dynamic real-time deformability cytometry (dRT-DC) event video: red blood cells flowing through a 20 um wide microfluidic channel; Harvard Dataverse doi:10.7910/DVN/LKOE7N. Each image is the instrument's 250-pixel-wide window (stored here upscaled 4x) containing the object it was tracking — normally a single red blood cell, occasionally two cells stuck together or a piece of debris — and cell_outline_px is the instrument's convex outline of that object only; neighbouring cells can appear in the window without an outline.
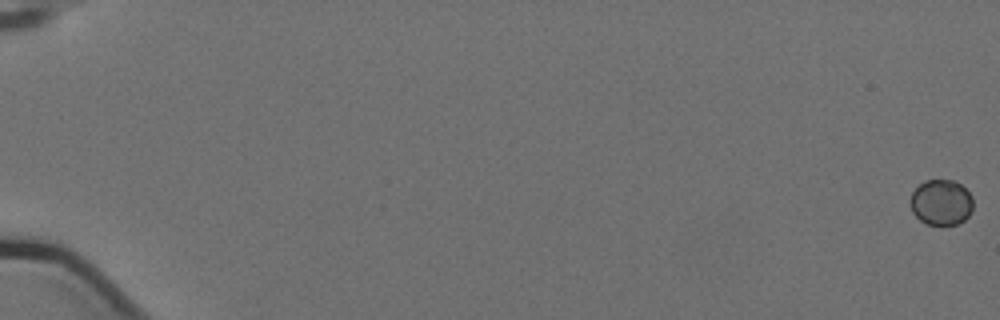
{"species": "Egyptian fruit bat (a non-hibernating species)", "species_latin": "Rousettus aegyptiacus", "temperature_condition": "cold", "stored_images_in_passage": 4, "camera_frame_rate_fps": 3000, "um_per_image_px": 0.085, "animal": {"sex": "female"}, "frame": {"image": 1, "passage_image": 1, "time_ms": 0.0, "image_size_px": [1000, 320], "cell_outline_px": [[972, 212], [964, 220], [956, 224], [928, 224], [920, 220], [912, 212], [912, 192], [924, 180], [956, 180], [972, 196]], "centroid_in_image_um": [80.02, 17.19], "position_along_channel_um": 5.0, "area_um2": 16.47}}